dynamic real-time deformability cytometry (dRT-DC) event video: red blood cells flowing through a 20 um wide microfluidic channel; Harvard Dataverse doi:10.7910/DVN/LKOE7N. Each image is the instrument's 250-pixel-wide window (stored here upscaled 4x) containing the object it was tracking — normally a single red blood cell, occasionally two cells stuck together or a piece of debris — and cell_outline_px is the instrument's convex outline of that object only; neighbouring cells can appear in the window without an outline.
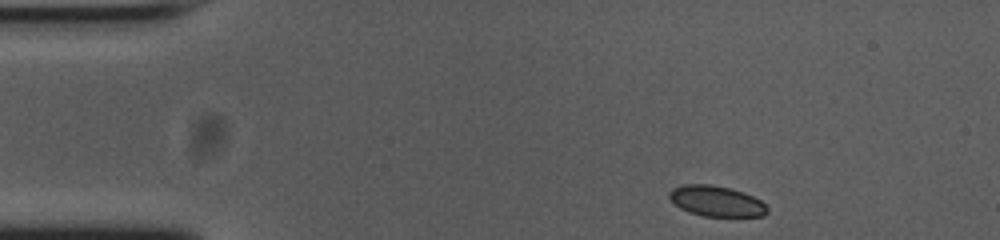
{"species": "common noctule bat (a hibernating species)", "species_latin": "Nyctalus noctula", "temperature_condition": "cold", "stored_images_in_passage": 48, "camera_frame_rate_fps": 3000, "um_per_image_px": 0.085, "animal": {"sex": "female", "body_mass_g": 23.0, "forearm_length_mm": 53.4}, "frame": {"image": 1, "passage_image": 1, "time_ms": 0.0, "image_size_px": [1000, 240], "cell_outline_px": [[768, 212], [764, 216], [704, 216], [688, 212], [680, 208], [668, 196], [668, 192], [672, 188], [684, 184], [712, 184], [732, 188], [744, 192], [760, 200], [768, 208]], "centroid_in_image_um": [60.89, 17.08], "position_along_channel_um": 24.1, "area_um2": 17.57}}
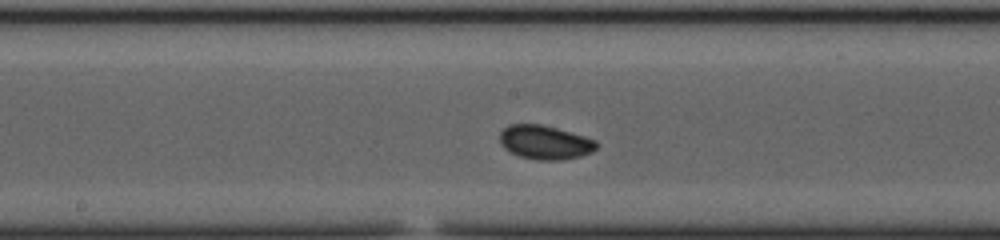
{"frame": {"image": 2, "passage_image": 21, "time_ms": 6.667, "image_size_px": [1000, 240], "cell_outline_px": [[600, 144], [592, 152], [580, 156], [560, 160], [536, 160], [520, 156], [504, 148], [500, 144], [500, 132], [508, 124], [540, 124], [556, 128], [584, 136], [596, 140]], "centroid_in_image_um": [46.32, 12.1], "position_along_channel_um": 201.9, "area_um2": 19.13}}
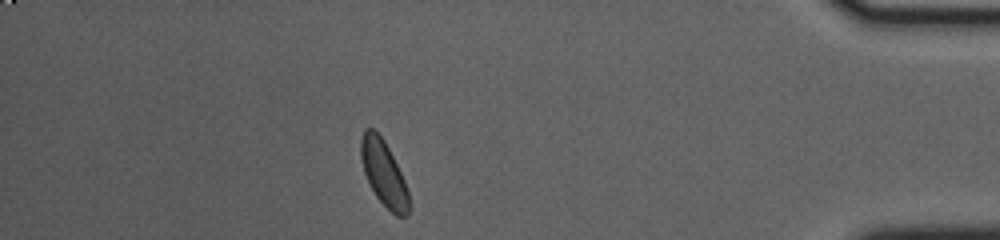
{"frame": {"image": 3, "passage_image": 41, "time_ms": 13.333, "image_size_px": [1000, 240], "cell_outline_px": [[408, 216], [396, 216], [376, 196], [364, 172], [360, 156], [360, 140], [364, 128], [372, 128], [384, 140], [404, 180], [408, 192]], "centroid_in_image_um": [32.59, 14.7], "position_along_channel_um": 402.6, "area_um2": 17.8}, "authors_computed_cell_mechanics": {"area_um2": 18.0914, "velocity_mm_per_s": 3.7154, "shape_relaxation_time_tau1_ms": 2.643, "shape_relaxation_time_tau2_ms": 1.3192, "deformation_change_tau1": 0.0759, "deformation_change_tau2": 0.034}}